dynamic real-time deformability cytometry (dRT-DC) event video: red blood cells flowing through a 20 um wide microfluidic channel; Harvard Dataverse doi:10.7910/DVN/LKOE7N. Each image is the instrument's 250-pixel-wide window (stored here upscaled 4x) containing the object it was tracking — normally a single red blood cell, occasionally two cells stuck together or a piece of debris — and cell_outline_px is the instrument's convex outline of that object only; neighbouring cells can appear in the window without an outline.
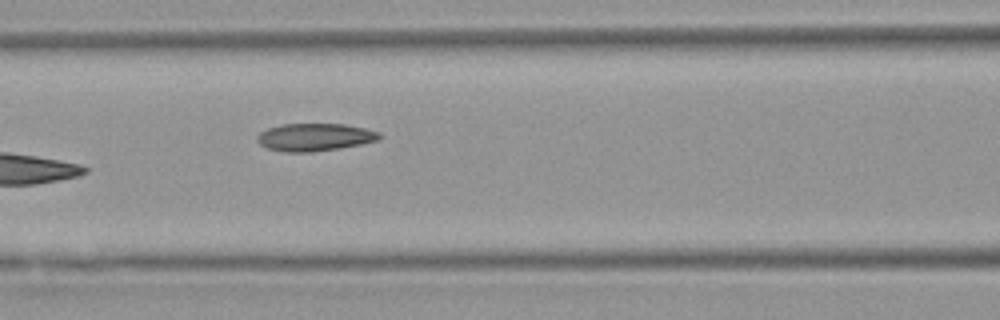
{"species": "Egyptian fruit bat (a non-hibernating species)", "species_latin": "Rousettus aegyptiacus", "temperature_condition": "warm", "stored_images_in_passage": 6, "camera_frame_rate_fps": 3000, "um_per_image_px": 0.085, "animal": {"sex": "female"}, "frame": {"image": 1, "passage_image": 6, "time_ms": 6.333, "image_size_px": [1000, 320], "cell_outline_px": [[380, 140], [340, 148], [312, 152], [284, 152], [268, 148], [260, 144], [256, 140], [256, 136], [260, 132], [268, 128], [280, 124], [344, 124], [364, 128], [380, 132]], "centroid_in_image_um": [26.73, 11.66], "position_along_channel_um": 139.9, "area_um2": 19.71}}